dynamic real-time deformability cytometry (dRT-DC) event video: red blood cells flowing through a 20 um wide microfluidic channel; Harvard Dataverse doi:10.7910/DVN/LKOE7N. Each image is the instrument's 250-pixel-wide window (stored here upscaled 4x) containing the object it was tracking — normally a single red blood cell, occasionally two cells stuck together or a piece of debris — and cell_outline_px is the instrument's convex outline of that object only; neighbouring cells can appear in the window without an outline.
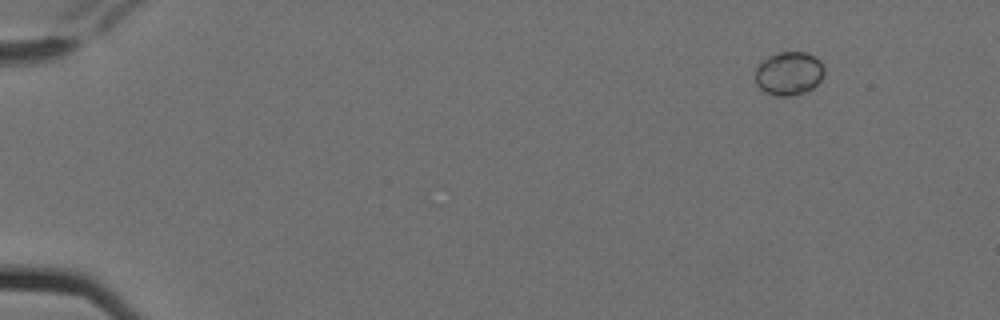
{"species": "Egyptian fruit bat (a non-hibernating species)", "species_latin": "Rousettus aegyptiacus", "temperature_condition": "cold", "stored_images_in_passage": 5, "camera_frame_rate_fps": 3000, "um_per_image_px": 0.085, "animal": {"sex": "female"}, "frame": {"image": 1, "passage_image": 1, "time_ms": 0.0, "image_size_px": [1000, 320], "cell_outline_px": [[824, 76], [812, 88], [804, 92], [792, 96], [776, 96], [764, 92], [756, 84], [756, 68], [768, 56], [780, 52], [808, 52], [820, 60], [824, 68]], "centroid_in_image_um": [67.07, 6.24], "position_along_channel_um": 17.9, "area_um2": 17.51}}
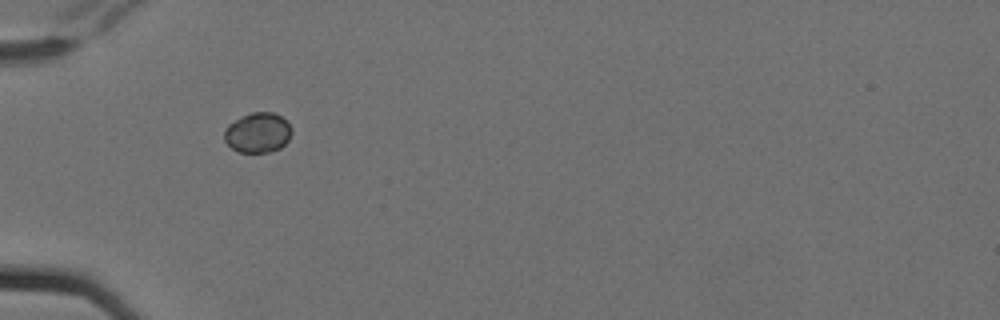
{"frame": {"image": 2, "passage_image": 5, "time_ms": 1.333, "image_size_px": [1000, 320], "cell_outline_px": [[292, 132], [288, 140], [280, 148], [268, 152], [240, 152], [232, 148], [224, 140], [224, 132], [228, 124], [240, 116], [252, 112], [272, 112], [288, 120], [292, 128]], "centroid_in_image_um": [21.92, 11.26], "position_along_channel_um": 63.1, "area_um2": 15.84}}